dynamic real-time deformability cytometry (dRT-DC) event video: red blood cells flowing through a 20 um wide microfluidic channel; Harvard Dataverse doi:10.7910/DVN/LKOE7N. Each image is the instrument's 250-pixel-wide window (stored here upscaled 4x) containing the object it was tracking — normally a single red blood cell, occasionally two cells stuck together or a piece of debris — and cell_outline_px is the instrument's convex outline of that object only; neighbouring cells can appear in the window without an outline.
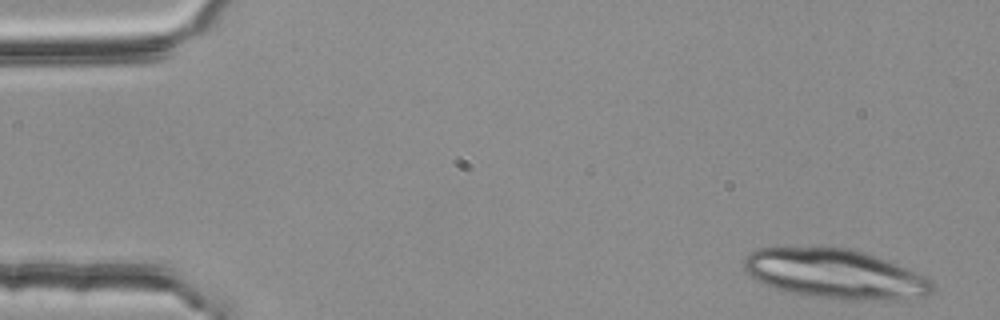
{"species": "common noctule bat (a hibernating species)", "species_latin": "Nyctalus noctula", "temperature_condition": "room temperature", "stored_images_in_passage": 4, "camera_frame_rate_fps": 3000, "um_per_image_px": 0.085, "animal": {"sex": "female", "body_mass_g": 25.1}, "frame": {"image": 1, "passage_image": 1, "time_ms": 0.0, "image_size_px": [1000, 320], "cell_outline_px": [[936, 288], [928, 296], [888, 300], [844, 300], [788, 292], [764, 284], [752, 276], [744, 268], [744, 256], [748, 252], [756, 248], [852, 248], [876, 256], [896, 264], [924, 276], [932, 280], [936, 284]], "centroid_in_image_um": [71.02, 23.29], "position_along_channel_um": 14.0, "area_um2": 54.16}}